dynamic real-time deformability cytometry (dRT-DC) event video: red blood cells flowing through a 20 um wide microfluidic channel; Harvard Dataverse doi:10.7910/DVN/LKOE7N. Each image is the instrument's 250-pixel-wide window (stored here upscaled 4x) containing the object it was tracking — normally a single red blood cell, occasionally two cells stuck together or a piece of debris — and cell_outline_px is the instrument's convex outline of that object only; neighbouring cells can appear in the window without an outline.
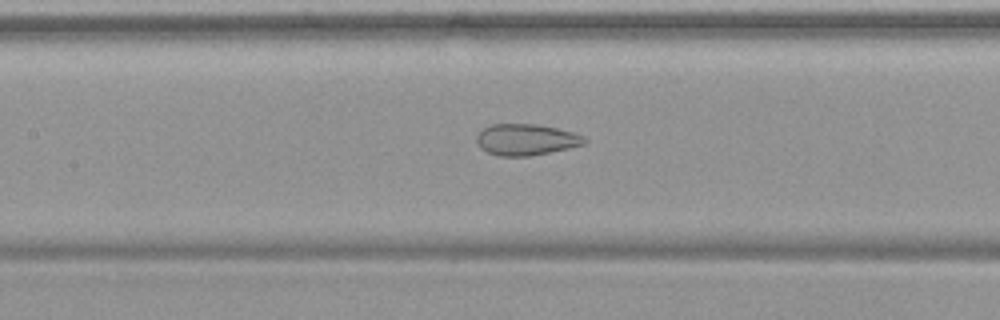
{"species": "common noctule bat (a hibernating species)", "species_latin": "Nyctalus noctula", "temperature_condition": "warm", "stored_images_in_passage": 54, "camera_frame_rate_fps": 3000, "um_per_image_px": 0.085, "animal": {"sex": "female", "body_mass_g": 19.9}, "frame": {"image": 1, "passage_image": 26, "time_ms": 8.333, "image_size_px": [1000, 320], "cell_outline_px": [[588, 140], [584, 144], [568, 148], [528, 156], [500, 156], [488, 152], [480, 148], [476, 140], [476, 136], [484, 128], [492, 124], [536, 124], [556, 128], [572, 132], [584, 136]], "centroid_in_image_um": [44.71, 11.86], "position_along_channel_um": 162.7, "area_um2": 19.48}}
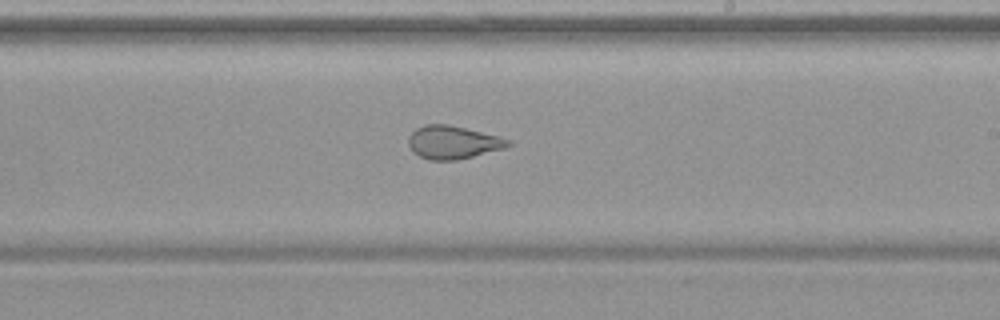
{"frame": {"image": 2, "passage_image": 33, "time_ms": 10.667, "image_size_px": [1000, 320], "cell_outline_px": [[512, 144], [504, 148], [456, 160], [428, 160], [412, 152], [408, 144], [408, 136], [416, 128], [424, 124], [448, 124], [500, 136], [512, 140]], "centroid_in_image_um": [38.48, 12.09], "position_along_channel_um": 250.5, "area_um2": 19.31}}
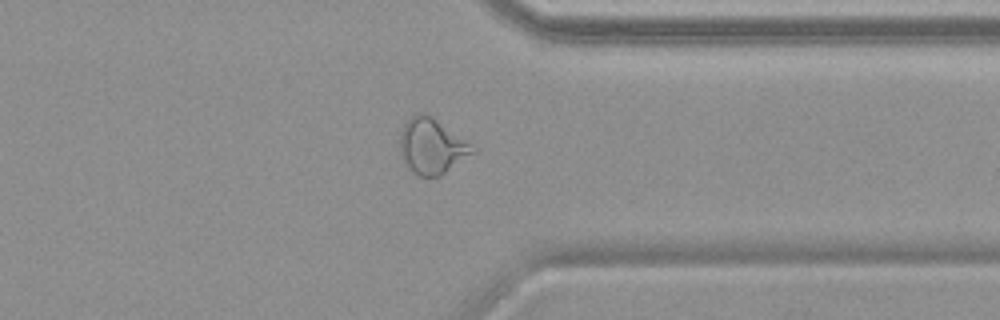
{"frame": {"image": 3, "passage_image": 43, "time_ms": 14.0, "image_size_px": [1000, 320], "cell_outline_px": [[476, 152], [440, 176], [420, 176], [400, 156], [400, 128], [416, 112], [424, 112], [432, 116], [476, 148]], "centroid_in_image_um": [36.7, 12.4], "position_along_channel_um": 374.7, "area_um2": 23.18}, "authors_computed_cell_mechanics": {"area_um2": 26.0678, "velocity_mm_per_s": 3.779, "shape_relaxation_time_tau1_ms": null, "shape_relaxation_time_tau2_ms": 1.2898, "deformation_change_tau1": null, "deformation_change_tau2": 0.0825}}